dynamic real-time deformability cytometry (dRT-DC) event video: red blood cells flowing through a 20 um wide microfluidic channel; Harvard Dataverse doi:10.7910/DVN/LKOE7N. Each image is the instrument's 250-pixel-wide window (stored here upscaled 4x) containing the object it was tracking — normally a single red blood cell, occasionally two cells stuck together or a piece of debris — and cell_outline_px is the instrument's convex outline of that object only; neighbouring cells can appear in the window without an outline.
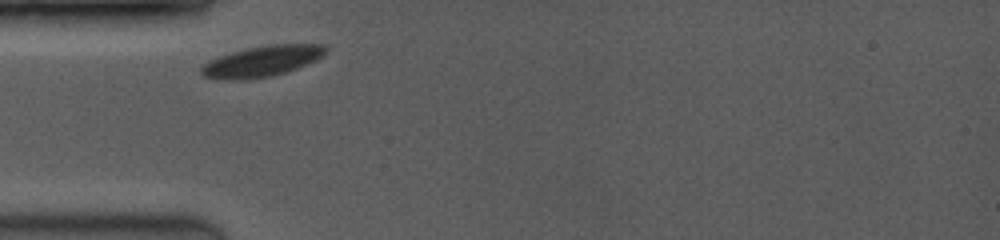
{"species": "common noctule bat (a hibernating species)", "species_latin": "Nyctalus noctula", "temperature_condition": "room temperature", "stored_images_in_passage": 9, "camera_frame_rate_fps": 3500, "um_per_image_px": 0.085, "animal": {"sex": "female", "body_mass_g": 19.0, "forearm_length_mm": 53.3}, "frame": {"image": 1, "passage_image": 1, "time_ms": 0.0, "image_size_px": [1000, 240], "cell_outline_px": [[328, 52], [324, 56], [316, 60], [296, 68], [284, 72], [268, 76], [244, 80], [232, 80], [204, 76], [200, 72], [200, 68], [208, 60], [232, 52], [248, 48], [268, 44], [324, 44], [328, 48]], "centroid_in_image_um": [22.3, 5.18], "position_along_channel_um": 62.7, "area_um2": 22.2}}
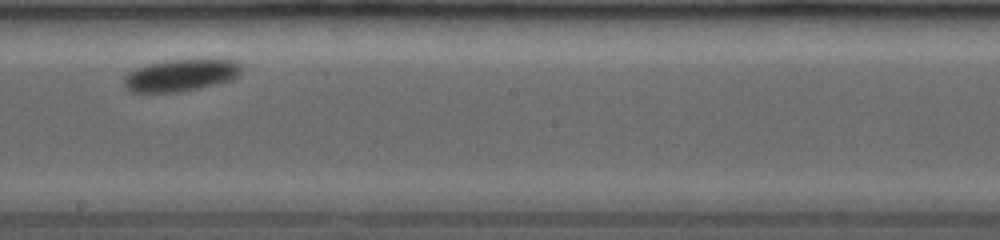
{"frame": {"image": 2, "passage_image": 5, "time_ms": 4.571, "image_size_px": [1000, 240], "cell_outline_px": [[240, 76], [232, 80], [200, 88], [176, 92], [132, 92], [124, 84], [124, 76], [128, 72], [136, 68], [148, 64], [164, 60], [236, 60], [240, 64]], "centroid_in_image_um": [15.37, 6.4], "position_along_channel_um": 232.8, "area_um2": 21.79}}
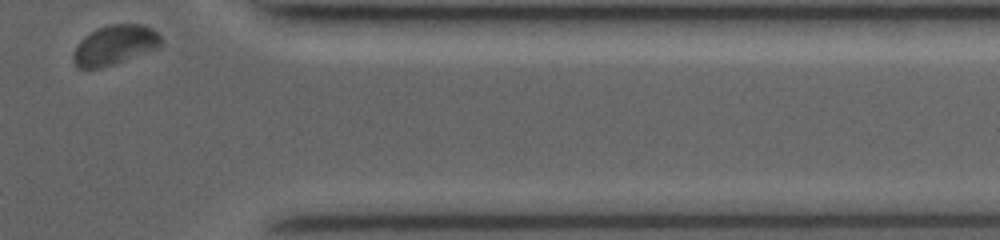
{"frame": {"image": 3, "passage_image": 9, "time_ms": 9.143, "image_size_px": [1000, 240], "cell_outline_px": [[160, 48], [100, 68], [76, 68], [72, 56], [76, 44], [84, 36], [108, 24], [144, 24], [152, 28], [160, 36]], "centroid_in_image_um": [9.74, 3.82], "position_along_channel_um": 401.7, "area_um2": 20.17}}